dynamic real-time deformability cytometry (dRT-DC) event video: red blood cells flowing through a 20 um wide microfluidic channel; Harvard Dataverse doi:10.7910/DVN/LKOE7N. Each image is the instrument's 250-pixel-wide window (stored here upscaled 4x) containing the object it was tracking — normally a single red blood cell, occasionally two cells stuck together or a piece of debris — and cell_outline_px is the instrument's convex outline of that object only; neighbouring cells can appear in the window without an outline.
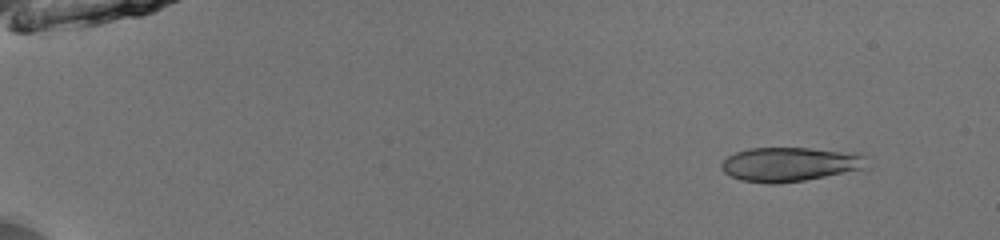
{"species": "common noctule bat (a hibernating species)", "species_latin": "Nyctalus noctula", "temperature_condition": "room temperature", "stored_images_in_passage": 36, "camera_frame_rate_fps": 3000, "um_per_image_px": 0.085, "animal": {"sex": "male", "body_mass_g": 13.0, "forearm_length_mm": 53.1}, "frame": {"image": 1, "passage_image": 4, "time_ms": 1.0, "image_size_px": [1000, 240], "cell_outline_px": [[868, 168], [804, 180], [776, 184], [768, 184], [740, 180], [724, 172], [720, 168], [720, 164], [728, 156], [736, 152], [748, 148], [808, 148], [860, 152], [868, 156]], "centroid_in_image_um": [67.2, 13.95], "position_along_channel_um": 17.8, "area_um2": 29.42}}